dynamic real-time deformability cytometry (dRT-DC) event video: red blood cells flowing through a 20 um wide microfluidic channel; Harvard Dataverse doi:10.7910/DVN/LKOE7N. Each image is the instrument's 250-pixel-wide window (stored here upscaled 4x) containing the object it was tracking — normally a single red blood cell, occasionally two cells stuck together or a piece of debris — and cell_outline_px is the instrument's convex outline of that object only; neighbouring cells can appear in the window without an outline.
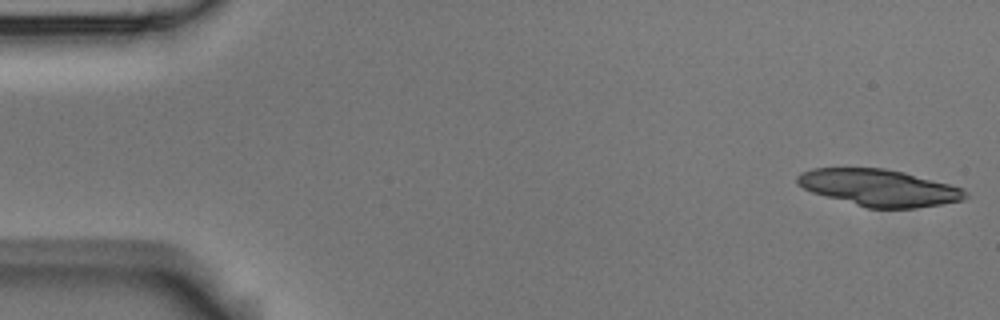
{"species": "Egyptian fruit bat (a non-hibernating species)", "species_latin": "Rousettus aegyptiacus", "temperature_condition": "room temperature", "stored_images_in_passage": 5, "camera_frame_rate_fps": 3000, "um_per_image_px": 0.085, "animal": {"sex": "male"}, "frame": {"image": 1, "passage_image": 1, "time_ms": 0.0, "image_size_px": [1000, 320], "cell_outline_px": [[968, 196], [964, 200], [916, 208], [868, 208], [812, 192], [796, 184], [796, 176], [800, 172], [812, 168], [884, 168], [904, 172], [964, 188], [968, 192]], "centroid_in_image_um": [74.73, 15.95], "position_along_channel_um": 10.3, "area_um2": 36.01}}